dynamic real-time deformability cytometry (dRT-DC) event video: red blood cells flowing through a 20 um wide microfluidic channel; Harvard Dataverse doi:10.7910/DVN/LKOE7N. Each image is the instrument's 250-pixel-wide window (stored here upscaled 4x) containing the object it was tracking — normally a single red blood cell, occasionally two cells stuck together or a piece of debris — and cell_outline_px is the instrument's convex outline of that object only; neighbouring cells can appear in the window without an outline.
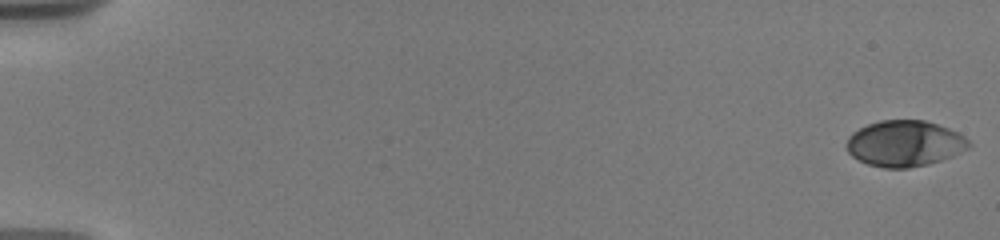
{"species": "human", "species_latin": "Homo sapiens", "temperature_condition": "warm", "stored_images_in_passage": 18, "camera_frame_rate_fps": 3000, "um_per_image_px": 0.085, "donor": {"sex": "male"}, "frame": {"image": 1, "passage_image": 1, "time_ms": 0.0, "image_size_px": [1000, 240], "cell_outline_px": [[972, 144], [968, 148], [952, 156], [928, 164], [908, 168], [884, 168], [868, 164], [852, 156], [848, 152], [844, 144], [848, 136], [852, 132], [868, 124], [880, 120], [924, 120], [948, 128], [964, 136]], "centroid_in_image_um": [76.86, 12.2], "position_along_channel_um": 8.1, "area_um2": 32.77}}
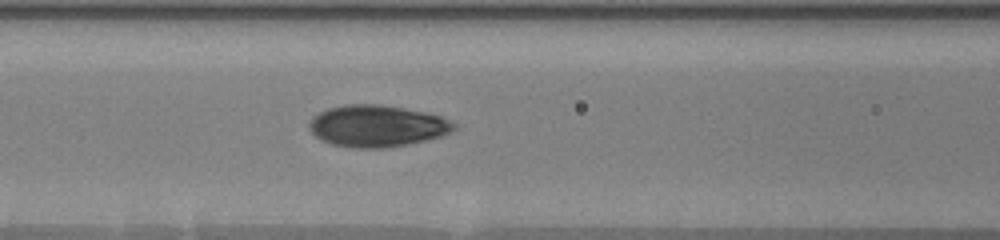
{"frame": {"image": 2, "passage_image": 13, "time_ms": 8.333, "image_size_px": [1000, 240], "cell_outline_px": [[456, 128], [452, 132], [440, 136], [408, 144], [384, 148], [356, 148], [332, 144], [316, 136], [308, 128], [308, 124], [312, 116], [328, 108], [344, 104], [376, 104], [424, 112], [440, 116], [456, 124]], "centroid_in_image_um": [32.02, 10.71], "position_along_channel_um": 134.6, "area_um2": 34.91}}
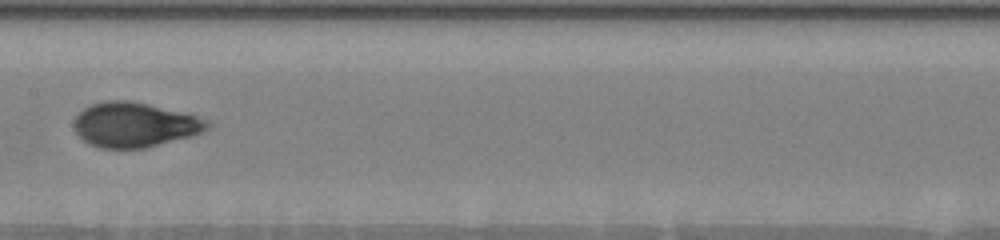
{"frame": {"image": 3, "passage_image": 16, "time_ms": 10.0, "image_size_px": [1000, 240], "cell_outline_px": [[212, 124], [204, 132], [192, 136], [144, 148], [100, 148], [88, 144], [76, 132], [72, 124], [76, 116], [84, 108], [92, 104], [108, 100], [128, 100], [148, 104], [196, 116], [208, 120]], "centroid_in_image_um": [11.43, 10.61], "position_along_channel_um": 196.0, "area_um2": 34.68}}